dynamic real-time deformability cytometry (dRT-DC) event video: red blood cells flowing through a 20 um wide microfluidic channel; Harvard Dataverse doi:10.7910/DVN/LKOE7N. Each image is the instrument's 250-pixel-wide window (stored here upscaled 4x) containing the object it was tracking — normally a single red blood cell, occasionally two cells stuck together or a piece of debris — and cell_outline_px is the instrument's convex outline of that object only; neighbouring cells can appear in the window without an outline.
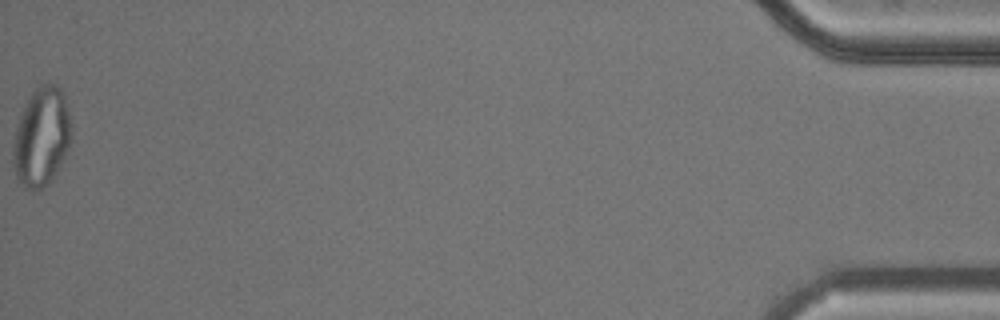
{"species": "common noctule bat (a hibernating species)", "species_latin": "Nyctalus noctula", "temperature_condition": "cold", "stored_images_in_passage": 14, "camera_frame_rate_fps": 3000, "um_per_image_px": 0.085, "animal": {"sex": "male", "body_mass_g": 20.5, "forearm_length_mm": 52.5}, "frame": {"image": 1, "passage_image": 14, "time_ms": 18.333, "image_size_px": [1000, 320], "cell_outline_px": [[72, 140], [56, 172], [48, 184], [40, 188], [24, 188], [20, 184], [16, 176], [12, 160], [12, 144], [16, 124], [32, 92], [40, 84], [56, 84], [60, 88], [64, 96], [72, 128]], "centroid_in_image_um": [3.52, 11.64], "position_along_channel_um": 431.7, "area_um2": 33.47}}